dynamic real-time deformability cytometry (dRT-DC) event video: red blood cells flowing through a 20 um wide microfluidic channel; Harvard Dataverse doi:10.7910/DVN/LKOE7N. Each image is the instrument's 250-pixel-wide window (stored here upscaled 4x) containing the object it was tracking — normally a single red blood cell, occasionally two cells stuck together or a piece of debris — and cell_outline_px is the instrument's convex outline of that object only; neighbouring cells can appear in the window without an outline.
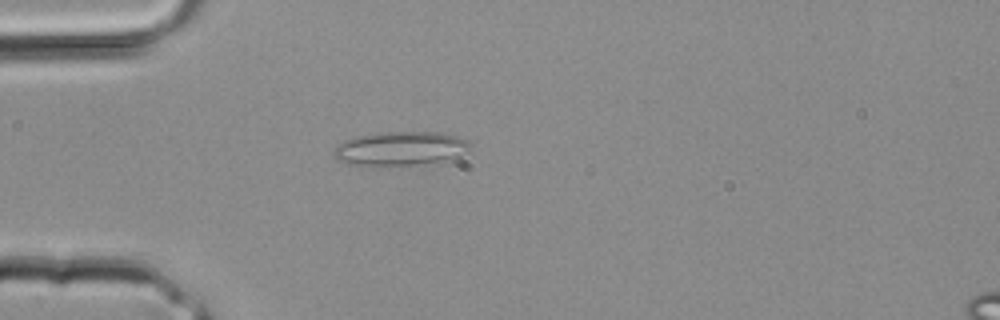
{"species": "common noctule bat (a hibernating species)", "species_latin": "Nyctalus noctula", "temperature_condition": "room temperature", "stored_images_in_passage": 3, "camera_frame_rate_fps": 3000, "um_per_image_px": 0.085, "animal": {"sex": "male", "body_mass_g": 20.4}, "frame": {"image": 1, "passage_image": 3, "time_ms": 0.667, "image_size_px": [1000, 320], "cell_outline_px": [[468, 148], [444, 160], [416, 164], [348, 164], [332, 156], [332, 152], [340, 144], [348, 140], [360, 136], [384, 132], [436, 132], [456, 136], [468, 140]], "centroid_in_image_um": [33.98, 12.6], "position_along_channel_um": 51.0, "area_um2": 25.66}}